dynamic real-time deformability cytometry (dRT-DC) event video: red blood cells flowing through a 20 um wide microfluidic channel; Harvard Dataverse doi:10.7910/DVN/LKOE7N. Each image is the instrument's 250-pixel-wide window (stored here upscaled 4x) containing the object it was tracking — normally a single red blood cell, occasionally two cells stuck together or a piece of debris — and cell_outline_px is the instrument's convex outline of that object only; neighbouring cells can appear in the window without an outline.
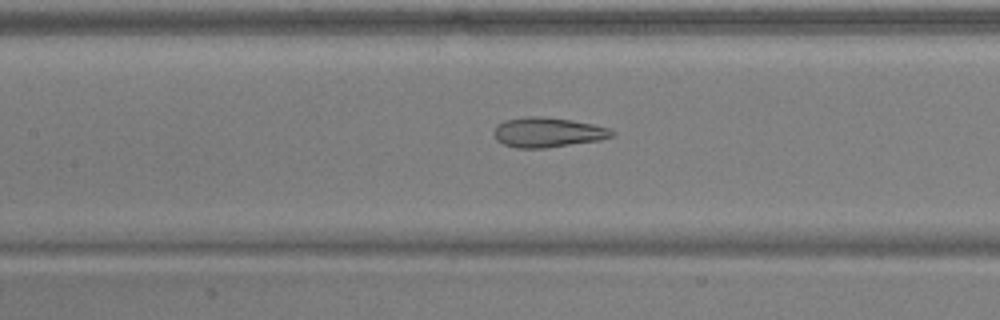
{"species": "common noctule bat (a hibernating species)", "species_latin": "Nyctalus noctula", "temperature_condition": "warm", "stored_images_in_passage": 51, "camera_frame_rate_fps": 3000, "um_per_image_px": 0.085, "animal": {"sex": "male", "body_mass_g": 17.9, "forearm_length_mm": 54.2}, "frame": {"image": 1, "passage_image": 24, "time_ms": 7.667, "image_size_px": [1000, 320], "cell_outline_px": [[616, 132], [612, 136], [600, 140], [544, 148], [516, 148], [504, 144], [496, 140], [492, 132], [496, 124], [504, 120], [524, 116], [540, 116], [572, 120], [592, 124], [608, 128]], "centroid_in_image_um": [46.5, 11.24], "position_along_channel_um": 160.9, "area_um2": 20.63}}
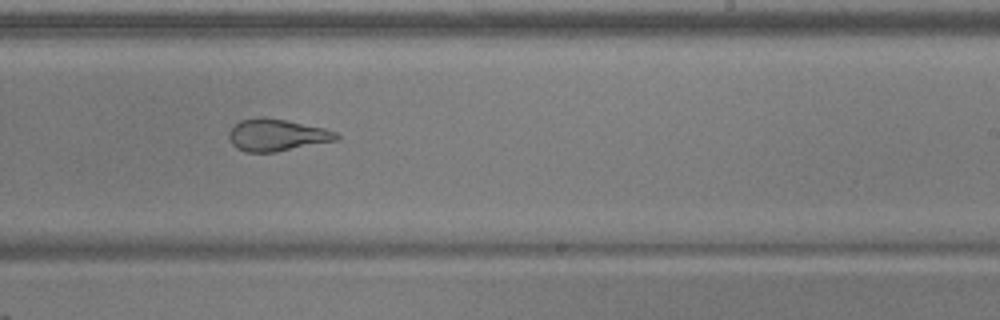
{"frame": {"image": 2, "passage_image": 32, "time_ms": 10.333, "image_size_px": [1000, 320], "cell_outline_px": [[340, 136], [336, 140], [276, 152], [248, 152], [236, 148], [232, 144], [228, 136], [228, 132], [240, 120], [284, 120], [324, 128], [336, 132]], "centroid_in_image_um": [23.54, 11.52], "position_along_channel_um": 265.5, "area_um2": 19.25}}
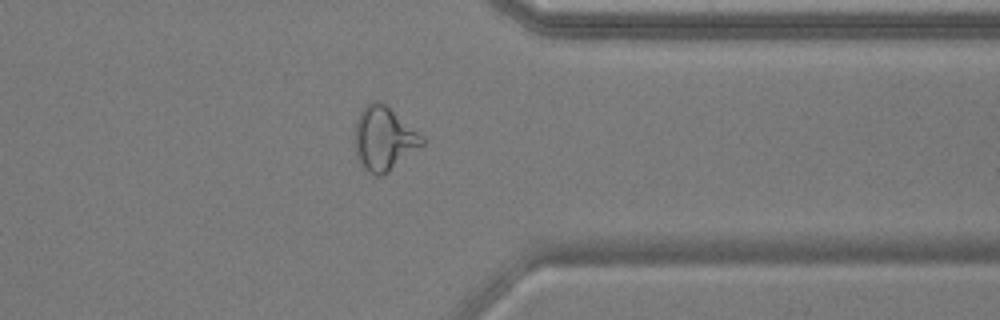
{"frame": {"image": 3, "passage_image": 41, "time_ms": 13.333, "image_size_px": [1000, 320], "cell_outline_px": [[424, 144], [384, 176], [376, 176], [368, 172], [360, 164], [356, 156], [352, 140], [356, 120], [364, 104], [372, 100], [376, 100], [384, 104], [424, 136]], "centroid_in_image_um": [32.58, 11.8], "position_along_channel_um": 378.8, "area_um2": 25.49}, "authors_computed_cell_mechanics": {"area_um2": 24.7384, "velocity_mm_per_s": 3.9423, "shape_relaxation_time_tau1_ms": null, "shape_relaxation_time_tau2_ms": 1.7437, "deformation_change_tau1": null, "deformation_change_tau2": 0.0939}}